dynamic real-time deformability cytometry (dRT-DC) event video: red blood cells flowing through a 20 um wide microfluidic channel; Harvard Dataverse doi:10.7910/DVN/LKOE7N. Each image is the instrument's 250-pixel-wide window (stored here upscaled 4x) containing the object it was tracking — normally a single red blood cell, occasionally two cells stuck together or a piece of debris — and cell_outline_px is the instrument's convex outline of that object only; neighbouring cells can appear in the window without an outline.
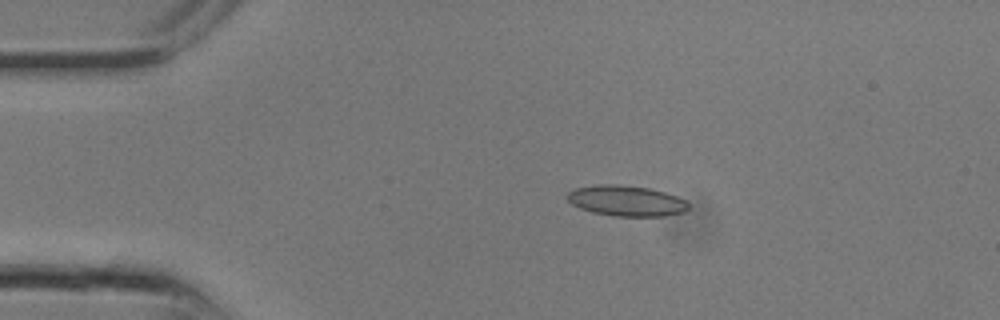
{"species": "common noctule bat (a hibernating species)", "species_latin": "Nyctalus noctula", "temperature_condition": "room temperature", "stored_images_in_passage": 10, "camera_frame_rate_fps": 3000, "um_per_image_px": 0.085, "animal": {"sex": "male", "body_mass_g": 13.3}, "frame": {"image": 1, "passage_image": 1, "time_ms": 0.0, "image_size_px": [1000, 320], "cell_outline_px": [[688, 208], [684, 212], [664, 216], [612, 216], [592, 212], [580, 208], [572, 204], [564, 196], [568, 192], [576, 188], [596, 184], [616, 184], [648, 188], [664, 192], [676, 196], [684, 200], [688, 204]], "centroid_in_image_um": [53.19, 17.07], "position_along_channel_um": 31.8, "area_um2": 21.62}}
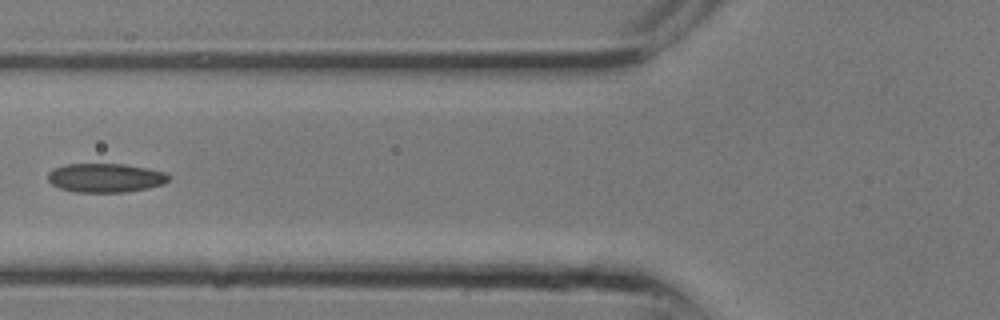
{"frame": {"image": 2, "passage_image": 6, "time_ms": 1.667, "image_size_px": [1000, 320], "cell_outline_px": [[172, 176], [164, 184], [148, 188], [124, 192], [76, 192], [60, 188], [52, 184], [48, 180], [48, 172], [52, 168], [64, 164], [124, 164], [148, 168], [164, 172]], "centroid_in_image_um": [8.96, 15.11], "position_along_channel_um": 116.8, "area_um2": 20.52}}
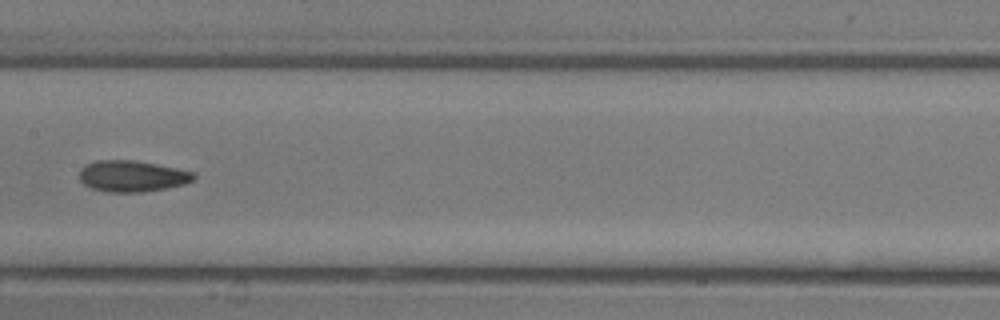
{"frame": {"image": 3, "passage_image": 9, "time_ms": 2.667, "image_size_px": [1000, 320], "cell_outline_px": [[196, 176], [192, 180], [184, 184], [164, 188], [140, 192], [108, 192], [92, 188], [84, 184], [80, 180], [80, 168], [84, 164], [96, 160], [132, 160], [156, 164], [192, 172]], "centroid_in_image_um": [11.17, 14.96], "position_along_channel_um": 196.2, "area_um2": 20.58}}